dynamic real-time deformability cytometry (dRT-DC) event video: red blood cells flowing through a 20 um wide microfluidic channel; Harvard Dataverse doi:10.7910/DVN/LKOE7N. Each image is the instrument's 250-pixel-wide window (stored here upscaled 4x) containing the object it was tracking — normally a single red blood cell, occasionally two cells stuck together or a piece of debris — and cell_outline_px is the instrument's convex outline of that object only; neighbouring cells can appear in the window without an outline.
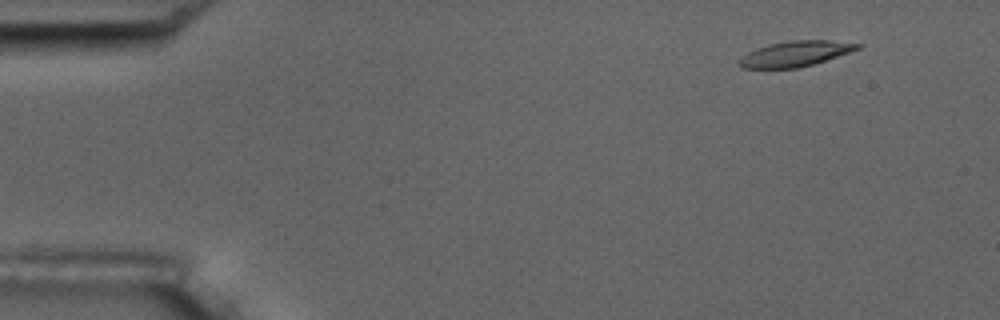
{"species": "common noctule bat (a hibernating species)", "species_latin": "Nyctalus noctula", "temperature_condition": "room temperature", "stored_images_in_passage": 4, "camera_frame_rate_fps": 3000, "um_per_image_px": 0.085, "animal": {"sex": "male", "body_mass_g": 17.5, "forearm_length_mm": 52.3}, "frame": {"image": 1, "passage_image": 1, "time_ms": 0.0, "image_size_px": [1000, 320], "cell_outline_px": [[864, 44], [860, 48], [812, 64], [796, 68], [744, 68], [740, 64], [740, 60], [748, 52], [756, 48], [768, 44], [792, 40], [828, 40]], "centroid_in_image_um": [67.61, 4.55], "position_along_channel_um": 17.4, "area_um2": 17.11}}
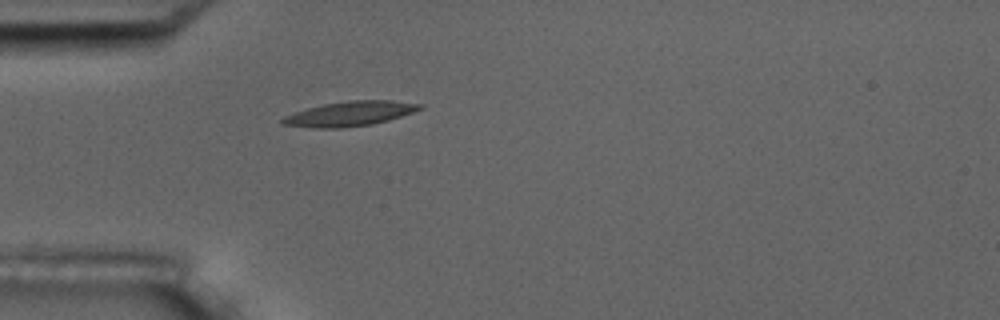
{"frame": {"image": 2, "passage_image": 4, "time_ms": 3.667, "image_size_px": [1000, 320], "cell_outline_px": [[424, 108], [388, 120], [372, 124], [340, 128], [312, 128], [280, 124], [280, 120], [284, 116], [308, 108], [324, 104], [348, 100], [392, 100], [424, 104]], "centroid_in_image_um": [29.74, 9.66], "position_along_channel_um": 55.3, "area_um2": 19.77}}